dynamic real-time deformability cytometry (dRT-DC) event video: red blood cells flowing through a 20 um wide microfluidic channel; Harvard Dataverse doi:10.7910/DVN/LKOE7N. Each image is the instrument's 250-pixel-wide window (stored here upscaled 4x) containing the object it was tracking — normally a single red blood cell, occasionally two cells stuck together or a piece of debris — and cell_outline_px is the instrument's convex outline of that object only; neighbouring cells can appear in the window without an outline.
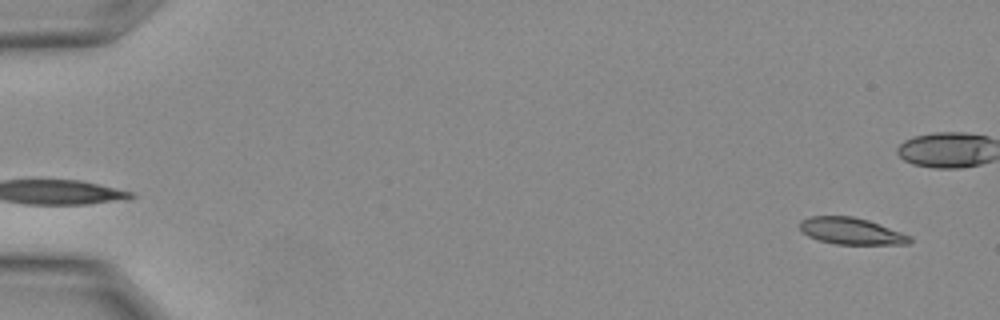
{"species": "Egyptian fruit bat (a non-hibernating species)", "species_latin": "Rousettus aegyptiacus", "temperature_condition": "warm", "stored_images_in_passage": 17, "camera_frame_rate_fps": 3000, "um_per_image_px": 0.085, "animal": {"sex": "female"}, "frame": {"image": 1, "passage_image": 1, "time_ms": 0.0, "image_size_px": [1000, 320], "cell_outline_px": [[912, 240], [908, 244], [836, 244], [820, 240], [808, 236], [800, 228], [800, 220], [808, 216], [852, 216], [868, 220], [912, 236]], "centroid_in_image_um": [72.35, 19.63], "position_along_channel_um": 12.6, "area_um2": 16.99}}
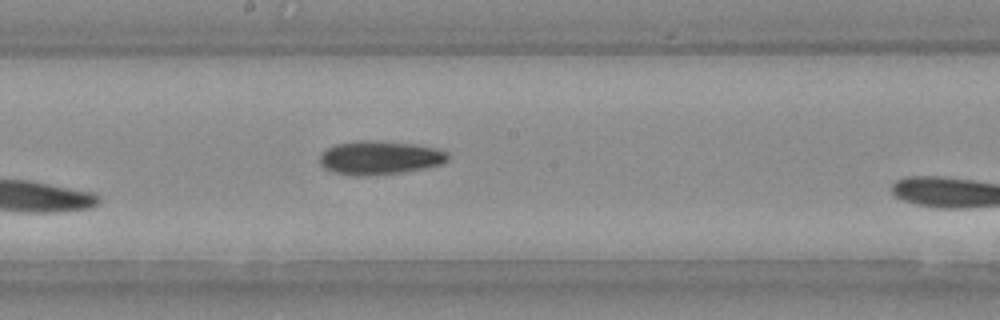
{"frame": {"image": 2, "passage_image": 17, "time_ms": 5.333, "image_size_px": [1000, 320], "cell_outline_px": [[448, 160], [440, 164], [424, 168], [400, 172], [364, 176], [352, 176], [332, 172], [324, 168], [320, 164], [320, 152], [336, 144], [360, 140], [364, 140], [412, 144], [436, 148], [448, 152]], "centroid_in_image_um": [32.23, 13.41], "position_along_channel_um": 216.0, "area_um2": 24.97}}